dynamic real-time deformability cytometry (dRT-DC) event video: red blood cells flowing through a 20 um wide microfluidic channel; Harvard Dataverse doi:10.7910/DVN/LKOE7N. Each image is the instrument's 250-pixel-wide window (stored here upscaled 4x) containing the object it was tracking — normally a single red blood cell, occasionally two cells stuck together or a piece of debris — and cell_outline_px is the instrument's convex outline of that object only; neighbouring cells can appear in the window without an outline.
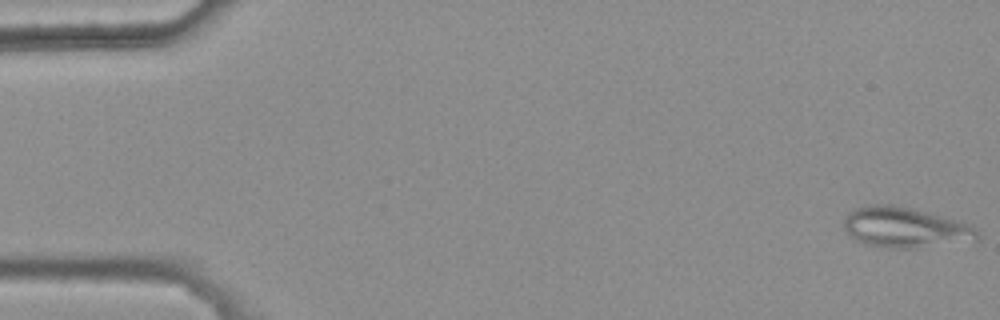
{"species": "common noctule bat (a hibernating species)", "species_latin": "Nyctalus noctula", "temperature_condition": "warm", "stored_images_in_passage": 7, "camera_frame_rate_fps": 3000, "um_per_image_px": 0.085, "animal": {"sex": "female", "body_mass_g": 25.1}, "frame": {"image": 1, "passage_image": 1, "time_ms": 0.0, "image_size_px": [1000, 320], "cell_outline_px": [[980, 240], [916, 248], [896, 248], [864, 244], [856, 240], [844, 228], [844, 216], [848, 212], [856, 208], [868, 204], [892, 204], [912, 208], [960, 220], [972, 224], [980, 232]], "centroid_in_image_um": [76.99, 19.32], "position_along_channel_um": 8.0, "area_um2": 31.85}}
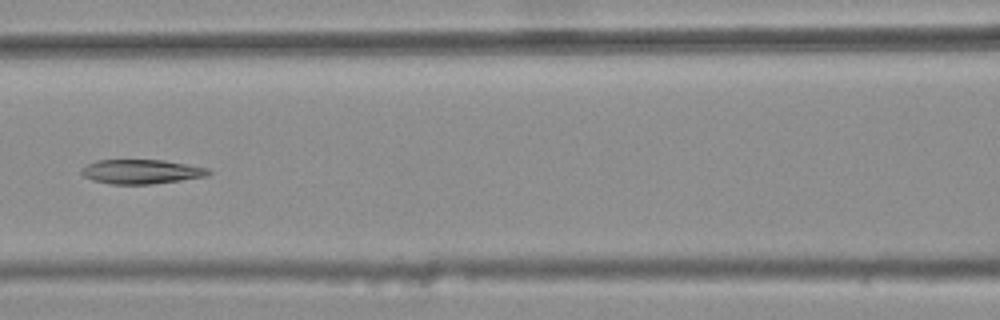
{"frame": {"image": 2, "passage_image": 7, "time_ms": 2.0, "image_size_px": [1000, 320], "cell_outline_px": [[212, 172], [208, 176], [152, 184], [112, 184], [92, 180], [84, 176], [80, 172], [80, 168], [96, 160], [164, 160], [208, 168]], "centroid_in_image_um": [12.0, 14.59], "position_along_channel_um": 154.6, "area_um2": 18.03}}